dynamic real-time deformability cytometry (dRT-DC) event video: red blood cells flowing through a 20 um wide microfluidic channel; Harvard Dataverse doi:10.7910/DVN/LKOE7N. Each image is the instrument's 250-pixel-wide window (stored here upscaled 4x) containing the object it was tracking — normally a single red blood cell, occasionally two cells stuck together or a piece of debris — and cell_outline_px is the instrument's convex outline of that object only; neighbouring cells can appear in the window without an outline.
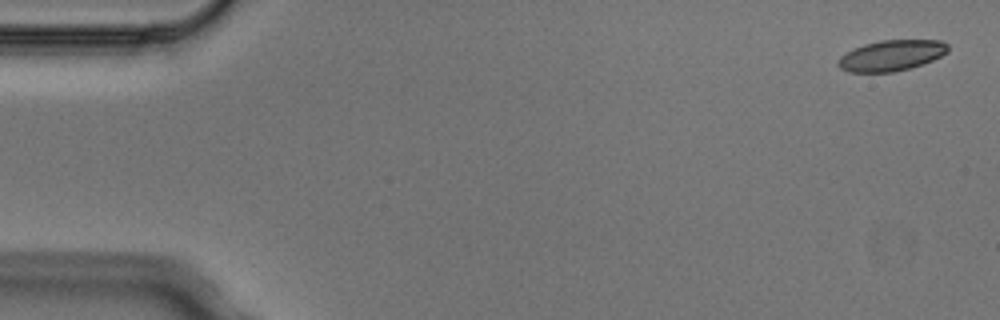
{"species": "Egyptian fruit bat (a non-hibernating species)", "species_latin": "Rousettus aegyptiacus", "temperature_condition": "cold", "stored_images_in_passage": 4, "camera_frame_rate_fps": 3000, "um_per_image_px": 0.085, "animal": {"sex": "male"}, "frame": {"image": 1, "passage_image": 1, "time_ms": 0.0, "image_size_px": [1000, 320], "cell_outline_px": [[948, 52], [932, 60], [908, 68], [892, 72], [848, 72], [840, 68], [836, 64], [836, 60], [840, 56], [864, 44], [880, 40], [940, 40], [948, 44]], "centroid_in_image_um": [75.74, 4.71], "position_along_channel_um": 9.3, "area_um2": 19.54}}